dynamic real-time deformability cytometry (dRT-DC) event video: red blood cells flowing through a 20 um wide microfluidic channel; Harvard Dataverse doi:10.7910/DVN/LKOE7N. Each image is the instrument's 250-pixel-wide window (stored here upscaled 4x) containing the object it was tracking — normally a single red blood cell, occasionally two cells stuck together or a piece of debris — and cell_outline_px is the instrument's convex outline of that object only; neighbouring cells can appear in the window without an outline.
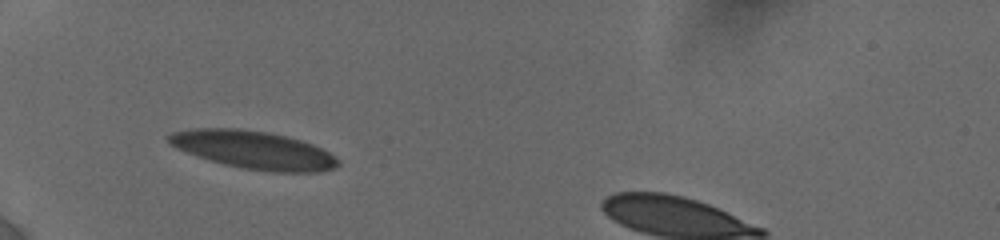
{"species": "human", "species_latin": "Homo sapiens", "temperature_condition": "cold", "stored_images_in_passage": 9, "camera_frame_rate_fps": 3000, "um_per_image_px": 0.085, "donor": {"sex": "female"}, "frame": {"image": 1, "passage_image": 1, "time_ms": 0.0, "image_size_px": [1000, 240], "cell_outline_px": [[340, 164], [336, 168], [320, 172], [272, 172], [244, 168], [224, 164], [208, 160], [196, 156], [176, 148], [168, 144], [164, 136], [172, 132], [192, 128], [240, 128], [268, 132], [288, 136], [312, 144], [336, 156], [340, 160]], "centroid_in_image_um": [21.53, 12.73], "position_along_channel_um": 63.5, "area_um2": 37.92}}
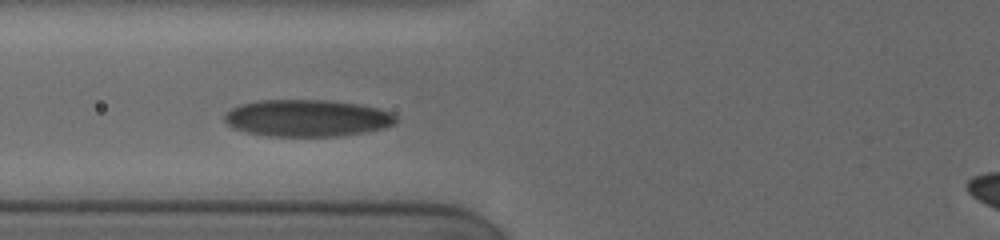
{"frame": {"image": 2, "passage_image": 8, "time_ms": 1.333, "image_size_px": [1000, 240], "cell_outline_px": [[396, 120], [392, 124], [384, 128], [364, 132], [340, 136], [268, 136], [248, 132], [232, 128], [224, 120], [224, 116], [232, 108], [240, 104], [256, 100], [328, 100], [360, 104], [376, 108], [388, 112], [396, 116]], "centroid_in_image_um": [26.07, 10.03], "position_along_channel_um": 99.7, "area_um2": 36.76}}